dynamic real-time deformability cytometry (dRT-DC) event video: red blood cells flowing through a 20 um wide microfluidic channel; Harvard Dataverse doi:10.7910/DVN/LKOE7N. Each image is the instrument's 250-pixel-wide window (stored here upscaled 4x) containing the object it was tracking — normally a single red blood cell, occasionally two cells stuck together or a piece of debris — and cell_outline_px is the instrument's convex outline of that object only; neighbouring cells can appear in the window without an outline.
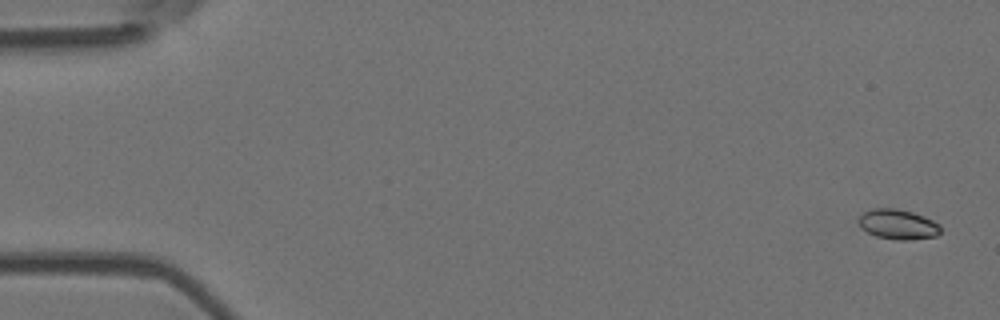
{"species": "Egyptian fruit bat (a non-hibernating species)", "species_latin": "Rousettus aegyptiacus", "temperature_condition": "room temperature", "stored_images_in_passage": 5, "camera_frame_rate_fps": 3000, "um_per_image_px": 0.085, "animal": {"sex": "female"}, "frame": {"image": 1, "passage_image": 1, "time_ms": 0.0, "image_size_px": [1000, 320], "cell_outline_px": [[940, 232], [936, 236], [908, 240], [896, 240], [876, 236], [860, 228], [856, 220], [864, 212], [872, 208], [896, 208], [912, 212], [924, 216], [940, 224]], "centroid_in_image_um": [76.29, 19.06], "position_along_channel_um": 8.7, "area_um2": 14.45}}
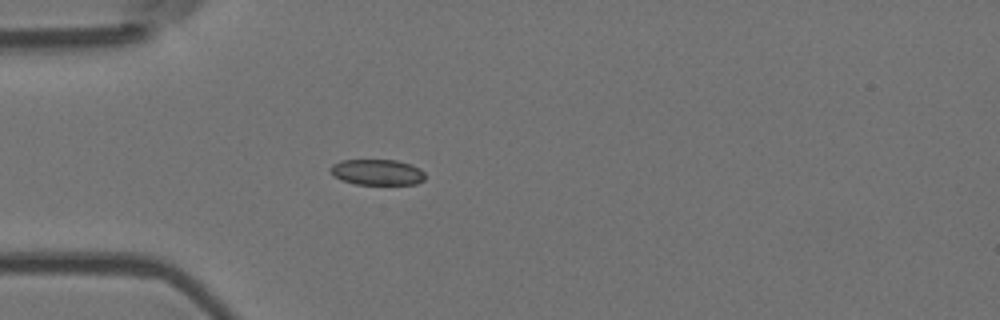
{"frame": {"image": 2, "passage_image": 5, "time_ms": 1.333, "image_size_px": [1000, 320], "cell_outline_px": [[424, 180], [416, 184], [356, 184], [340, 180], [328, 168], [332, 164], [340, 160], [396, 160], [412, 164], [420, 168], [424, 172]], "centroid_in_image_um": [32.07, 14.63], "position_along_channel_um": 52.9, "area_um2": 14.28}}